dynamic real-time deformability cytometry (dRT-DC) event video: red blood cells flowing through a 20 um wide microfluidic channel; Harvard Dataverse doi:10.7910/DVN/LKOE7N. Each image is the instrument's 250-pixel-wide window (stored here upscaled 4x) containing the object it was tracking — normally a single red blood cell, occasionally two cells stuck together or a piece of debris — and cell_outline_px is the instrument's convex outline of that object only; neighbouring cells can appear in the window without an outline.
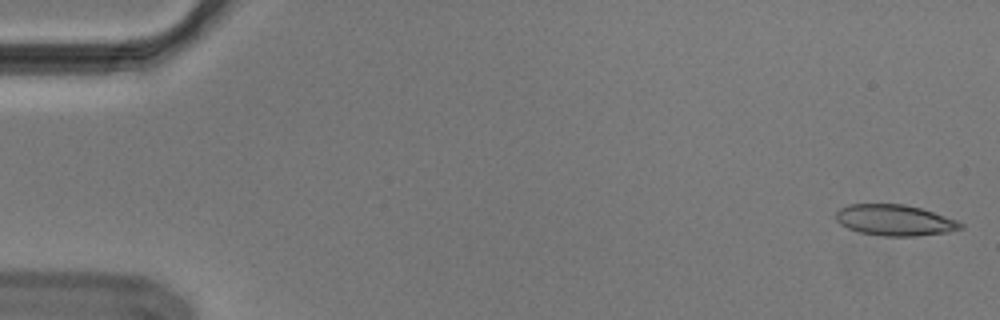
{"species": "Egyptian fruit bat (a non-hibernating species)", "species_latin": "Rousettus aegyptiacus", "temperature_condition": "cold", "stored_images_in_passage": 54, "camera_frame_rate_fps": 3000, "um_per_image_px": 0.085, "animal": {"sex": "male"}, "frame": {"image": 1, "passage_image": 1, "time_ms": 0.0, "image_size_px": [1000, 320], "cell_outline_px": [[964, 228], [948, 232], [916, 236], [884, 236], [860, 232], [848, 228], [840, 224], [836, 220], [836, 212], [840, 208], [848, 204], [904, 204], [920, 208], [956, 220], [964, 224]], "centroid_in_image_um": [76.04, 18.72], "position_along_channel_um": 9.0, "area_um2": 22.43}}
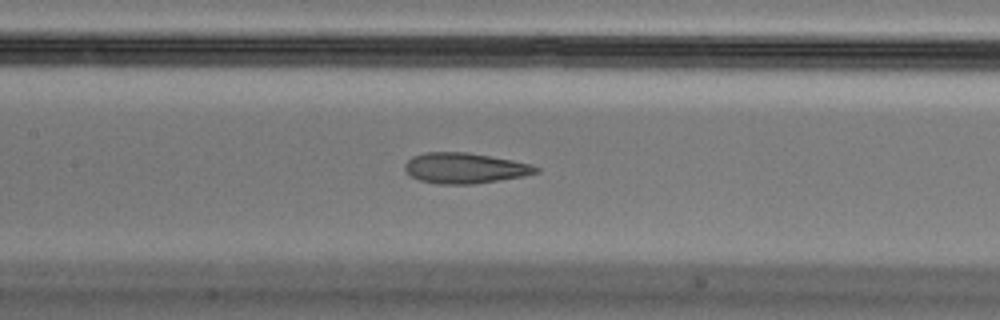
{"frame": {"image": 2, "passage_image": 25, "time_ms": 8.0, "image_size_px": [1000, 320], "cell_outline_px": [[540, 172], [524, 176], [472, 184], [436, 184], [420, 180], [412, 176], [404, 168], [404, 164], [412, 156], [424, 152], [468, 152], [512, 160], [532, 164], [540, 168]], "centroid_in_image_um": [39.52, 14.28], "position_along_channel_um": 167.9, "area_um2": 23.35}}
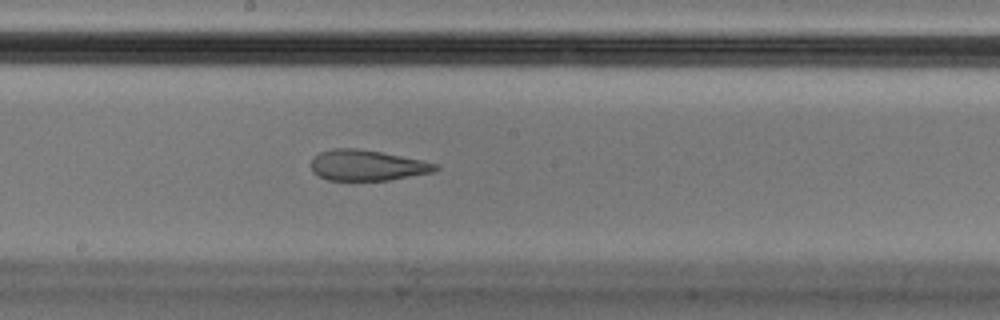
{"frame": {"image": 3, "passage_image": 29, "time_ms": 9.333, "image_size_px": [1000, 320], "cell_outline_px": [[440, 168], [432, 172], [388, 180], [328, 180], [312, 172], [312, 160], [320, 152], [332, 148], [356, 148], [380, 152], [440, 164]], "centroid_in_image_um": [31.2, 14.05], "position_along_channel_um": 217.0, "area_um2": 21.96}, "authors_computed_cell_mechanics": {"area_um2": 23.5535, "velocity_mm_per_s": 3.6926, "shape_relaxation_time_tau1_ms": null, "shape_relaxation_time_tau2_ms": 1.8761, "deformation_change_tau1": null, "deformation_change_tau2": 0.0998}}